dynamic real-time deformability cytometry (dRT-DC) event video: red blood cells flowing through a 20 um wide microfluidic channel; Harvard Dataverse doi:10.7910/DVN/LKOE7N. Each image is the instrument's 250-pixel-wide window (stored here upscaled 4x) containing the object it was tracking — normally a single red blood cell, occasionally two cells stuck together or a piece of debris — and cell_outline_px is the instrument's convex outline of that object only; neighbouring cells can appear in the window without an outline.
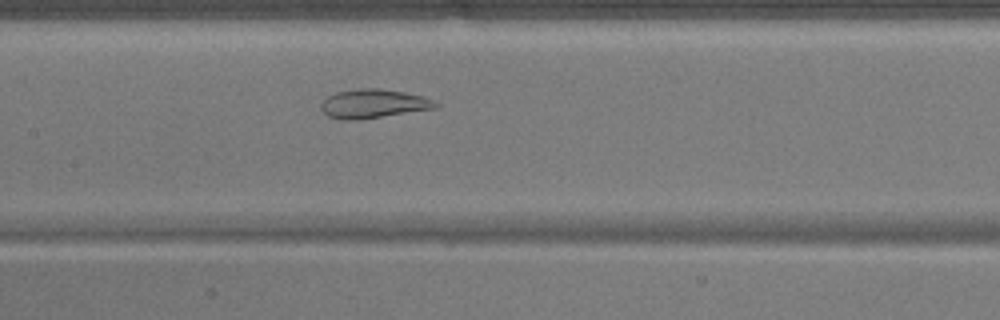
{"species": "common noctule bat (a hibernating species)", "species_latin": "Nyctalus noctula", "temperature_condition": "warm", "stored_images_in_passage": 38, "camera_frame_rate_fps": 3000, "um_per_image_px": 0.085, "animal": {"sex": "male", "body_mass_g": 17.9}, "frame": {"image": 1, "passage_image": 12, "time_ms": 3.667, "image_size_px": [1000, 320], "cell_outline_px": [[440, 104], [436, 108], [360, 120], [340, 120], [328, 116], [320, 108], [320, 104], [328, 96], [336, 92], [360, 88], [380, 88], [404, 92], [424, 96]], "centroid_in_image_um": [31.73, 8.82], "position_along_channel_um": 175.7, "area_um2": 19.42}}
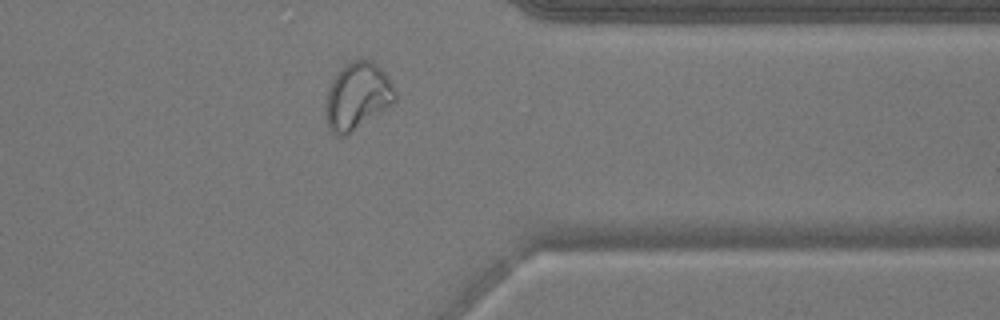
{"frame": {"image": 2, "passage_image": 28, "time_ms": 9.0, "image_size_px": [1000, 320], "cell_outline_px": [[396, 100], [392, 104], [344, 136], [340, 136], [332, 132], [328, 124], [328, 88], [332, 80], [340, 68], [344, 64], [352, 60], [368, 60], [380, 68], [388, 76], [396, 92]], "centroid_in_image_um": [30.41, 8.13], "position_along_channel_um": 381.0, "area_um2": 26.24}}
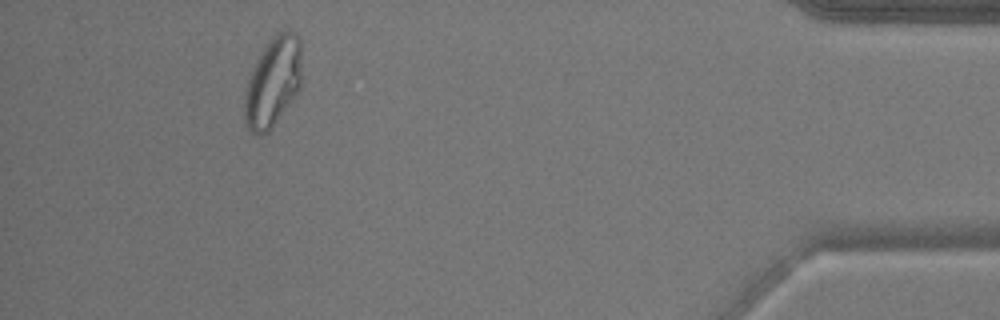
{"frame": {"image": 3, "passage_image": 34, "time_ms": 11.0, "image_size_px": [1000, 320], "cell_outline_px": [[300, 88], [272, 128], [268, 132], [260, 136], [252, 132], [244, 124], [244, 92], [248, 80], [256, 60], [260, 52], [268, 40], [276, 32], [284, 28], [296, 32], [300, 40]], "centroid_in_image_um": [23.17, 6.95], "position_along_channel_um": 412.0, "area_um2": 30.23}}